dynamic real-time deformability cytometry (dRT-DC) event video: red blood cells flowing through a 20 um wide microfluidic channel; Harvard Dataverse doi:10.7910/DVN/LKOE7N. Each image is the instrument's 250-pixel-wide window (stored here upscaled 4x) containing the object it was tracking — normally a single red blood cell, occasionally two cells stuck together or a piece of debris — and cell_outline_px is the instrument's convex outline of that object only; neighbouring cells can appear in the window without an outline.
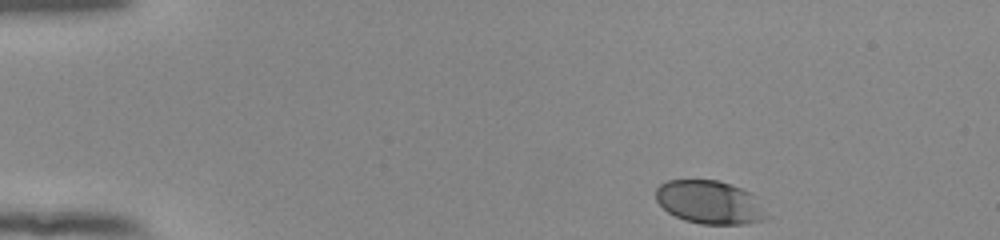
{"species": "human", "species_latin": "Homo sapiens", "temperature_condition": "room temperature", "stored_images_in_passage": 47, "camera_frame_rate_fps": 3000, "um_per_image_px": 0.085, "donor": {"sex": "female"}, "frame": {"image": 1, "passage_image": 1, "time_ms": 0.0, "image_size_px": [1000, 240], "cell_outline_px": [[772, 216], [764, 220], [744, 224], [700, 224], [684, 220], [668, 212], [656, 200], [656, 188], [660, 184], [668, 180], [716, 180], [732, 184], [748, 192]], "centroid_in_image_um": [60.33, 17.2], "position_along_channel_um": 24.7, "area_um2": 27.92}}
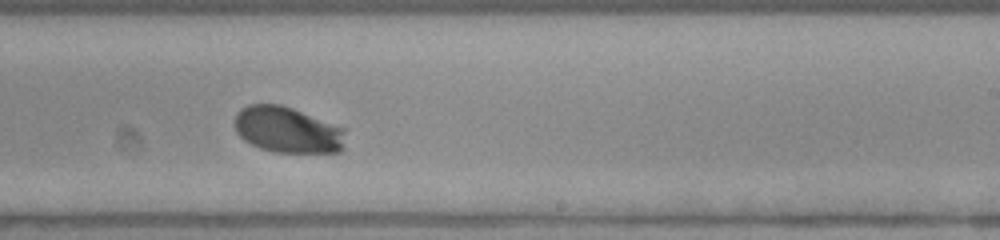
{"frame": {"image": 2, "passage_image": 27, "time_ms": 8.667, "image_size_px": [1000, 240], "cell_outline_px": [[348, 128], [344, 148], [340, 152], [276, 152], [260, 148], [244, 140], [236, 132], [236, 112], [240, 108], [248, 104], [280, 104], [292, 108]], "centroid_in_image_um": [24.5, 11.03], "position_along_channel_um": 264.5, "area_um2": 30.17}}
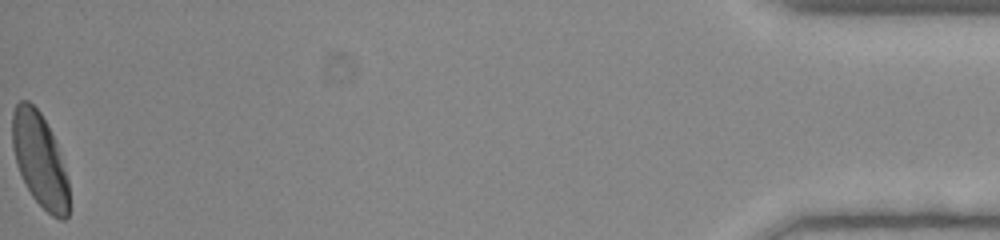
{"frame": {"image": 3, "passage_image": 47, "time_ms": 15.333, "image_size_px": [1000, 240], "cell_outline_px": [[68, 216], [64, 220], [60, 220], [52, 216], [32, 196], [16, 164], [12, 148], [12, 112], [16, 104], [20, 100], [28, 100], [40, 112], [56, 144], [68, 180]], "centroid_in_image_um": [3.35, 13.58], "position_along_channel_um": 431.9, "area_um2": 30.46}, "authors_computed_cell_mechanics": {"area_um2": 29.8248, "velocity_mm_per_s": 3.8808, "shape_relaxation_time_tau1_ms": 1.3511, "shape_relaxation_time_tau2_ms": null, "deformation_change_tau1": 0.1018, "deformation_change_tau2": null}}